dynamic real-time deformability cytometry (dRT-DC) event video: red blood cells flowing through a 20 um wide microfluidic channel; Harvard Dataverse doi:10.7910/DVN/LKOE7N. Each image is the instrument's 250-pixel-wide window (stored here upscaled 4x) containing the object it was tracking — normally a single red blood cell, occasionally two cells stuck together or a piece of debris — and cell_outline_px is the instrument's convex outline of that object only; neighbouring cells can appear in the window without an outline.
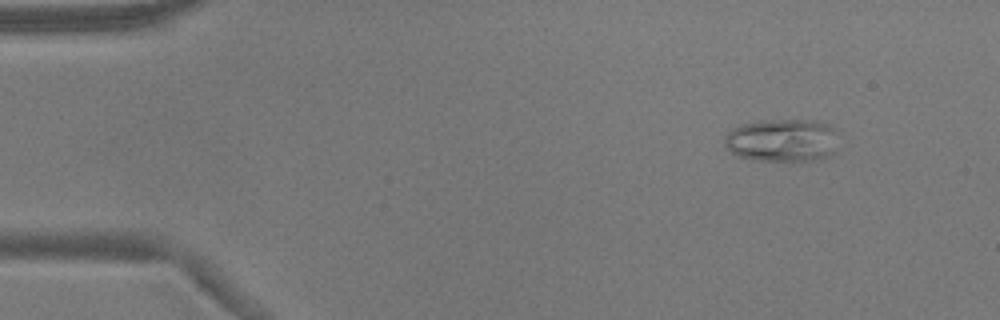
{"species": "common noctule bat (a hibernating species)", "species_latin": "Nyctalus noctula", "temperature_condition": "warm", "stored_images_in_passage": 53, "camera_frame_rate_fps": 3000, "um_per_image_px": 0.085, "animal": {"sex": "male", "body_mass_g": 17.9}, "frame": {"image": 1, "passage_image": 6, "time_ms": 1.667, "image_size_px": [1000, 320], "cell_outline_px": [[836, 152], [832, 156], [812, 160], [752, 160], [736, 156], [724, 144], [724, 136], [732, 128], [740, 124], [768, 120], [812, 120], [828, 124], [836, 128]], "centroid_in_image_um": [66.5, 11.92], "position_along_channel_um": 18.5, "area_um2": 28.78}}
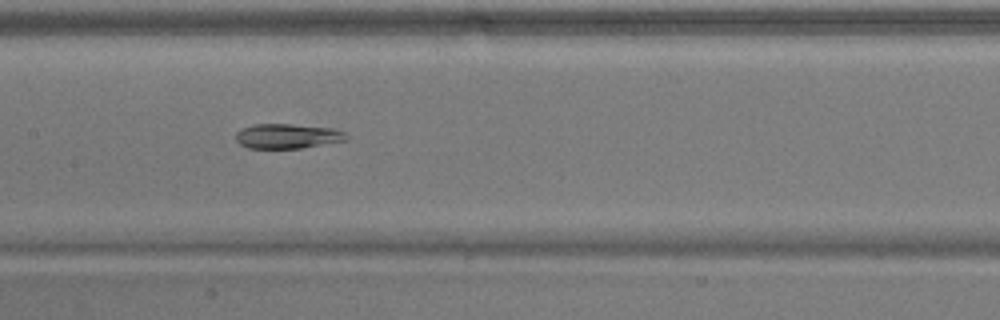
{"frame": {"image": 2, "passage_image": 26, "time_ms": 8.333, "image_size_px": [1000, 320], "cell_outline_px": [[348, 140], [300, 148], [248, 148], [240, 144], [236, 140], [236, 132], [240, 128], [252, 124], [292, 124], [332, 128], [344, 132], [348, 136]], "centroid_in_image_um": [24.41, 11.56], "position_along_channel_um": 183.0, "area_um2": 16.01}}
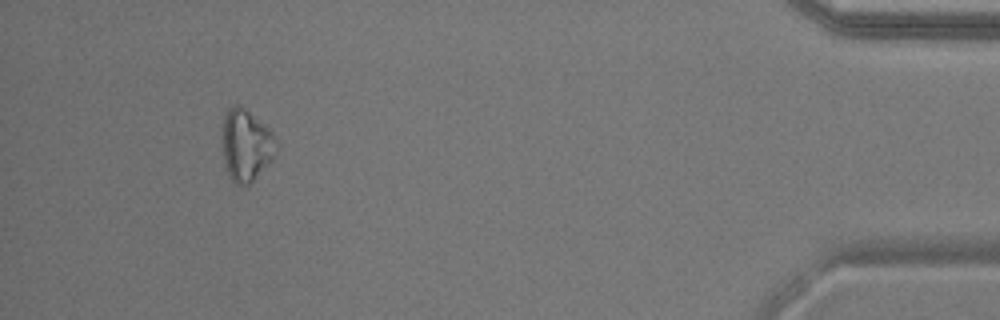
{"frame": {"image": 3, "passage_image": 49, "time_ms": 16.0, "image_size_px": [1000, 320], "cell_outline_px": [[280, 148], [272, 160], [248, 184], [240, 188], [228, 176], [224, 160], [220, 136], [224, 112], [232, 104], [240, 104], [268, 128], [272, 132]], "centroid_in_image_um": [20.88, 12.32], "position_along_channel_um": 414.3, "area_um2": 23.24}, "authors_computed_cell_mechanics": {"area_um2": 20.7502, "velocity_mm_per_s": 3.8416, "shape_relaxation_time_tau1_ms": null, "shape_relaxation_time_tau2_ms": 6.7043, "deformation_change_tau1": null, "deformation_change_tau2": 0.1249}}